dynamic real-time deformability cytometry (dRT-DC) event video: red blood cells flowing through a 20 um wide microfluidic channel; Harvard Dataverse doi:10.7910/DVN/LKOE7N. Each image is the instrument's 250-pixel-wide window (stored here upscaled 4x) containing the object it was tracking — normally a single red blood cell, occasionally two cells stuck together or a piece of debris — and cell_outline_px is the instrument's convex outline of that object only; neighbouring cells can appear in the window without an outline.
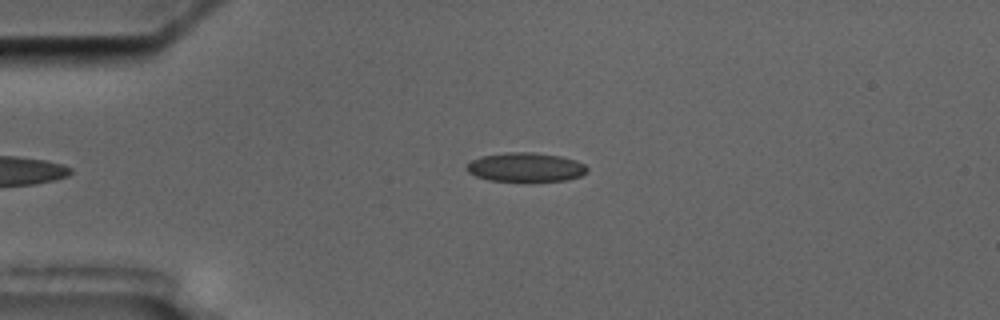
{"species": "common noctule bat (a hibernating species)", "species_latin": "Nyctalus noctula", "temperature_condition": "cold", "stored_images_in_passage": 5, "camera_frame_rate_fps": 3000, "um_per_image_px": 0.085, "animal": {"sex": "male", "body_mass_g": 17.5, "forearm_length_mm": 52.3}, "frame": {"image": 1, "passage_image": 5, "time_ms": 4.667, "image_size_px": [1000, 320], "cell_outline_px": [[588, 172], [580, 176], [568, 180], [488, 180], [476, 176], [468, 172], [464, 168], [472, 160], [480, 156], [504, 152], [532, 152], [560, 156], [576, 160], [584, 164], [588, 168]], "centroid_in_image_um": [44.67, 14.19], "position_along_channel_um": 40.3, "area_um2": 20.29}}